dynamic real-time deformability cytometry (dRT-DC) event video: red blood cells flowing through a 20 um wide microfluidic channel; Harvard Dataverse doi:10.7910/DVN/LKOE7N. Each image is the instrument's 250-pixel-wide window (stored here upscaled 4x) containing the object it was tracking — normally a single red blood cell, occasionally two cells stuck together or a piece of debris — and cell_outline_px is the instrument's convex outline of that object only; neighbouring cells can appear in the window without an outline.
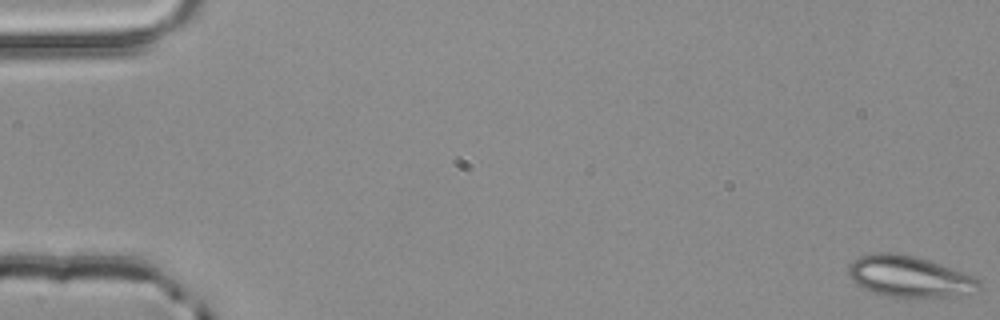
{"species": "common noctule bat (a hibernating species)", "species_latin": "Nyctalus noctula", "temperature_condition": "room temperature", "stored_images_in_passage": 5, "camera_frame_rate_fps": 3000, "um_per_image_px": 0.085, "animal": {"sex": "male", "body_mass_g": 20.4}, "frame": {"image": 1, "passage_image": 1, "time_ms": 0.0, "image_size_px": [1000, 320], "cell_outline_px": [[980, 288], [956, 296], [888, 296], [872, 292], [856, 284], [852, 280], [848, 272], [848, 264], [852, 260], [860, 256], [876, 252], [896, 252], [916, 256], [976, 276], [980, 280]], "centroid_in_image_um": [77.26, 23.47], "position_along_channel_um": 7.7, "area_um2": 31.15}}